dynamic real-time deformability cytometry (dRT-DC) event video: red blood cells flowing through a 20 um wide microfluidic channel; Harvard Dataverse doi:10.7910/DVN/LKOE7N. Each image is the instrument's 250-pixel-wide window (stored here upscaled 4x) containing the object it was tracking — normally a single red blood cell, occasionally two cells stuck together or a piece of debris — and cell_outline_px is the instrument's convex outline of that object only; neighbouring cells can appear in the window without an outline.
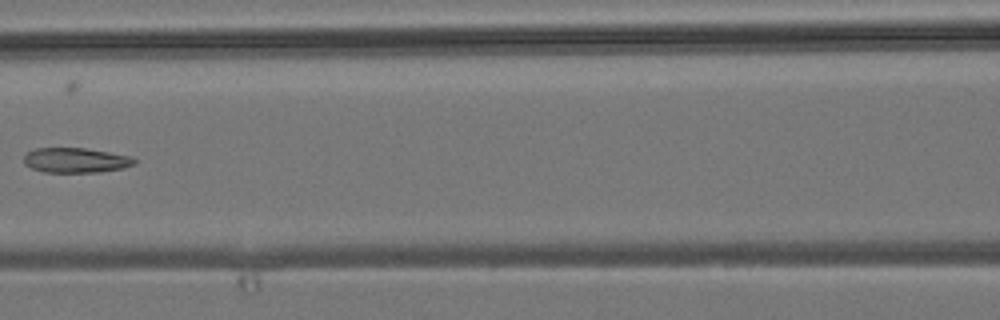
{"species": "common noctule bat (a hibernating species)", "species_latin": "Nyctalus noctula", "temperature_condition": "room temperature", "stored_images_in_passage": 8, "camera_frame_rate_fps": 3000, "um_per_image_px": 0.085, "animal": {"sex": "male", "body_mass_g": 19.2, "forearm_length_mm": 51.8}, "frame": {"image": 1, "passage_image": 7, "time_ms": 7.0, "image_size_px": [1000, 320], "cell_outline_px": [[136, 164], [124, 168], [100, 172], [44, 172], [32, 168], [24, 164], [24, 156], [28, 152], [36, 148], [84, 148], [132, 156], [136, 160]], "centroid_in_image_um": [6.46, 13.62], "position_along_channel_um": 160.1, "area_um2": 16.07}}
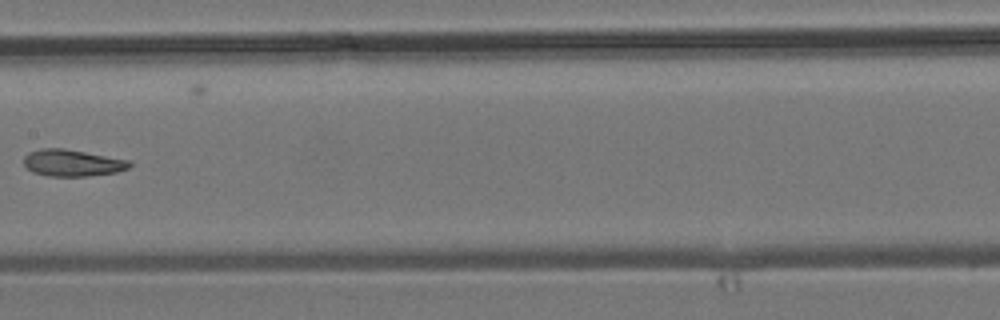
{"frame": {"image": 2, "passage_image": 8, "time_ms": 8.0, "image_size_px": [1000, 320], "cell_outline_px": [[132, 164], [128, 168], [116, 172], [88, 176], [48, 176], [32, 172], [24, 164], [24, 156], [28, 152], [40, 148], [64, 148], [132, 160]], "centroid_in_image_um": [6.16, 13.84], "position_along_channel_um": 201.2, "area_um2": 16.65}}